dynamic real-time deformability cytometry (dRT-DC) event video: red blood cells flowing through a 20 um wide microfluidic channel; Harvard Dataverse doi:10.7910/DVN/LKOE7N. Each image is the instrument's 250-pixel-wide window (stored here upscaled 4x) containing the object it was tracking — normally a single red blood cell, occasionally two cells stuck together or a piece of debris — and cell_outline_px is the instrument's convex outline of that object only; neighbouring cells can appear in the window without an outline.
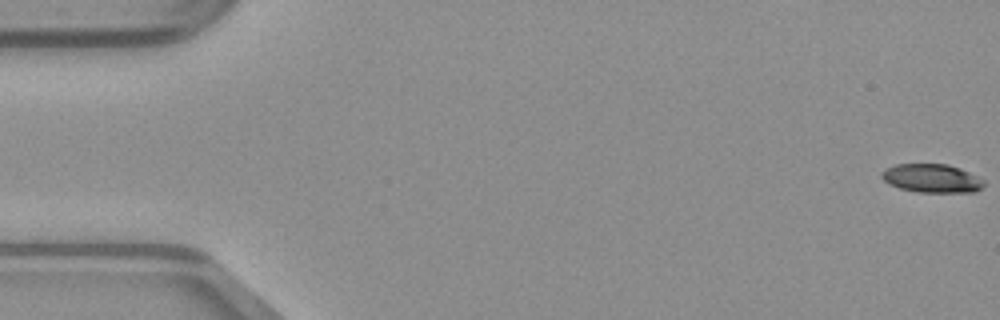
{"species": "common noctule bat (a hibernating species)", "species_latin": "Nyctalus noctula", "temperature_condition": "warm", "stored_images_in_passage": 13, "camera_frame_rate_fps": 3000, "um_per_image_px": 0.085, "animal": {"sex": "male", "body_mass_g": 23.1, "forearm_length_mm": 52.7}, "frame": {"image": 1, "passage_image": 1, "time_ms": 0.0, "image_size_px": [1000, 320], "cell_outline_px": [[984, 184], [980, 188], [972, 192], [920, 192], [900, 188], [888, 184], [880, 176], [880, 172], [896, 164], [948, 164], [960, 168], [984, 180]], "centroid_in_image_um": [79.17, 15.15], "position_along_channel_um": 5.8, "area_um2": 16.88}}